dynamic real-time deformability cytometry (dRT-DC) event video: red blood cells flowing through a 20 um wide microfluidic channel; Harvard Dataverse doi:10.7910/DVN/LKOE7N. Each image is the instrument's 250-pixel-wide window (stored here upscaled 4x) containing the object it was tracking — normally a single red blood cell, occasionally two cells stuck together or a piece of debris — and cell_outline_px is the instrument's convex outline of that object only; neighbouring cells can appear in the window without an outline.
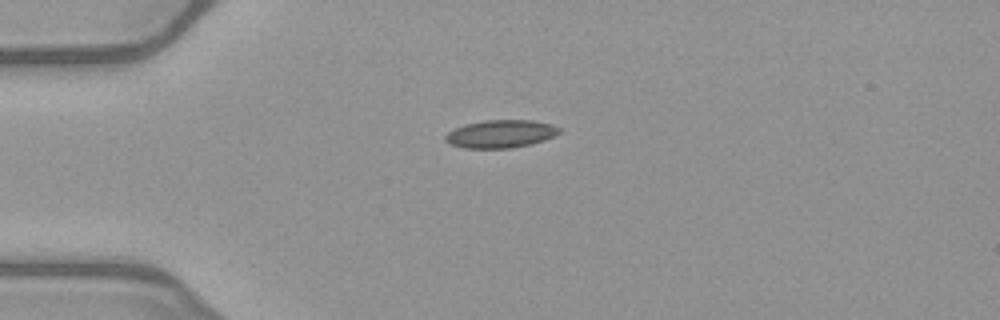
{"species": "common noctule bat (a hibernating species)", "species_latin": "Nyctalus noctula", "temperature_condition": "warm", "stored_images_in_passage": 39, "camera_frame_rate_fps": 3000, "um_per_image_px": 0.085, "animal": {"sex": "female", "body_mass_g": 21.9}, "frame": {"image": 1, "passage_image": 1, "time_ms": 0.0, "image_size_px": [1000, 320], "cell_outline_px": [[560, 132], [544, 140], [532, 144], [512, 148], [464, 148], [448, 144], [444, 140], [444, 136], [448, 132], [464, 124], [484, 120], [532, 120], [552, 124], [560, 128]], "centroid_in_image_um": [42.53, 11.38], "position_along_channel_um": 42.5, "area_um2": 18.61}}
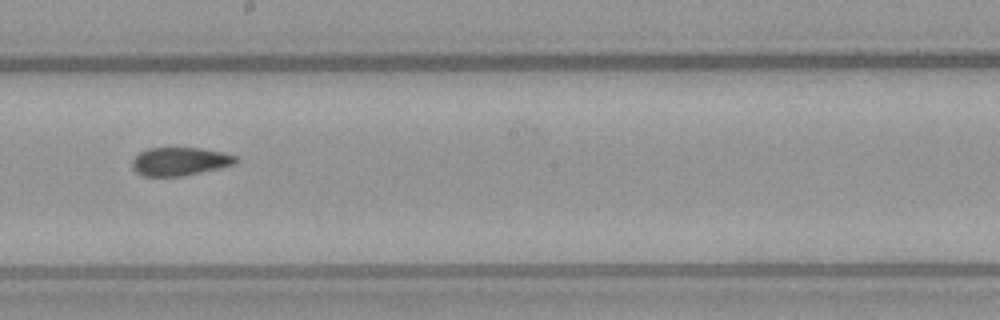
{"frame": {"image": 2, "passage_image": 17, "time_ms": 5.333, "image_size_px": [1000, 320], "cell_outline_px": [[240, 160], [236, 164], [184, 176], [144, 176], [136, 172], [132, 168], [132, 160], [140, 152], [148, 148], [200, 148], [224, 152], [236, 156]], "centroid_in_image_um": [15.31, 13.72], "position_along_channel_um": 232.9, "area_um2": 17.17}}
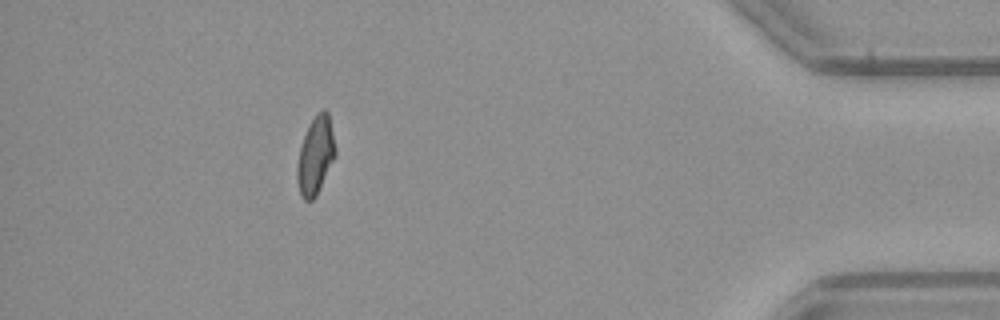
{"frame": {"image": 3, "passage_image": 34, "time_ms": 11.0, "image_size_px": [1000, 320], "cell_outline_px": [[336, 156], [316, 196], [312, 200], [304, 200], [300, 196], [296, 180], [296, 168], [300, 148], [308, 124], [316, 112], [324, 108], [328, 112], [336, 148]], "centroid_in_image_um": [26.81, 13.21], "position_along_channel_um": 408.4, "area_um2": 17.57}, "authors_computed_cell_mechanics": {"area_um2": 17.629, "velocity_mm_per_s": 4.0531, "shape_relaxation_time_tau1_ms": 7.3795, "shape_relaxation_time_tau2_ms": 1.5894, "deformation_change_tau1": 0.1786, "deformation_change_tau2": 0.0826}}